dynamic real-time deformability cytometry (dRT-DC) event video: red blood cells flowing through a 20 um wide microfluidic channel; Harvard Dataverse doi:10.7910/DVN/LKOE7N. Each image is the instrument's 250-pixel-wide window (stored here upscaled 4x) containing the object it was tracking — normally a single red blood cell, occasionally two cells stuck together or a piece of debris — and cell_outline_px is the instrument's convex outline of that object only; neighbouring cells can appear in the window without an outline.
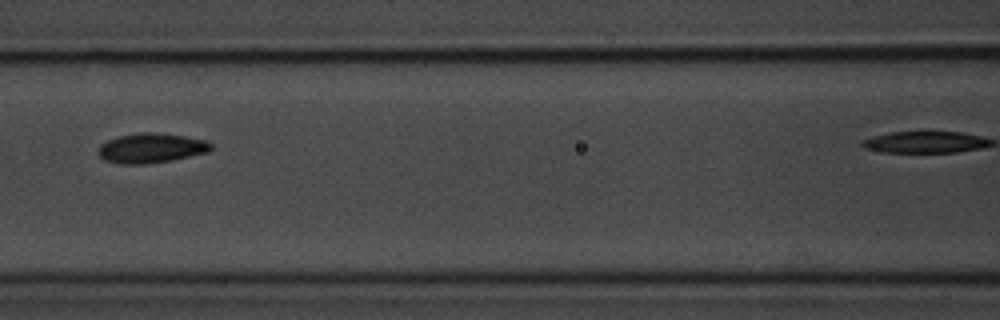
{"species": "common noctule bat (a hibernating species)", "species_latin": "Nyctalus noctula", "temperature_condition": "room temperature", "stored_images_in_passage": 10, "camera_frame_rate_fps": 3000, "um_per_image_px": 0.085, "animal": {"sex": "male", "body_mass_g": 20.1, "forearm_length_mm": 53.5}, "frame": {"image": 1, "passage_image": 7, "time_ms": 7.667, "image_size_px": [1000, 320], "cell_outline_px": [[212, 148], [208, 152], [172, 160], [144, 164], [120, 164], [104, 160], [100, 156], [100, 144], [108, 140], [120, 136], [140, 132], [152, 132], [184, 136], [208, 140], [212, 144]], "centroid_in_image_um": [12.88, 12.59], "position_along_channel_um": 153.7, "area_um2": 19.42}}